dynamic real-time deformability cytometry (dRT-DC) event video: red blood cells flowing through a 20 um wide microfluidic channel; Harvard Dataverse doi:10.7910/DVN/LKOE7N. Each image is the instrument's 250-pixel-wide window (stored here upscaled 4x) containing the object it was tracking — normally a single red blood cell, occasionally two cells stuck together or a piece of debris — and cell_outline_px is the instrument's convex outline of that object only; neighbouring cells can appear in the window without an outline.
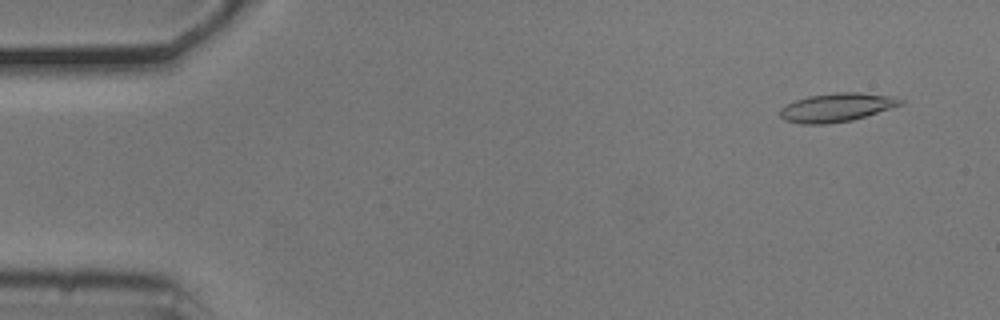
{"species": "common noctule bat (a hibernating species)", "species_latin": "Nyctalus noctula", "temperature_condition": "cold", "stored_images_in_passage": 54, "camera_frame_rate_fps": 3000, "um_per_image_px": 0.085, "animal": {"sex": "male", "body_mass_g": 20.5, "forearm_length_mm": 52.5}, "frame": {"image": 1, "passage_image": 4, "time_ms": 1.0, "image_size_px": [1000, 320], "cell_outline_px": [[904, 104], [852, 120], [824, 124], [800, 124], [784, 120], [780, 116], [780, 108], [796, 100], [808, 96], [836, 92], [860, 92], [900, 96], [904, 100]], "centroid_in_image_um": [71.17, 9.11], "position_along_channel_um": 13.8, "area_um2": 20.29}}
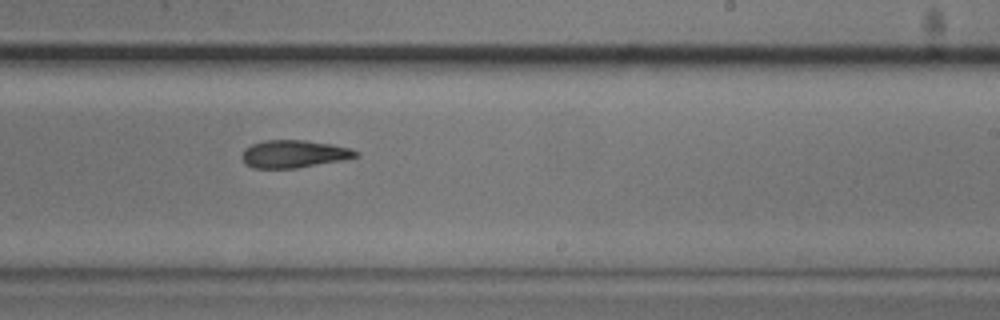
{"frame": {"image": 2, "passage_image": 33, "time_ms": 10.667, "image_size_px": [1000, 320], "cell_outline_px": [[360, 156], [344, 160], [296, 168], [252, 168], [244, 164], [240, 156], [244, 148], [252, 144], [264, 140], [304, 140], [332, 144], [352, 148], [360, 152]], "centroid_in_image_um": [24.99, 13.08], "position_along_channel_um": 264.0, "area_um2": 18.67}}
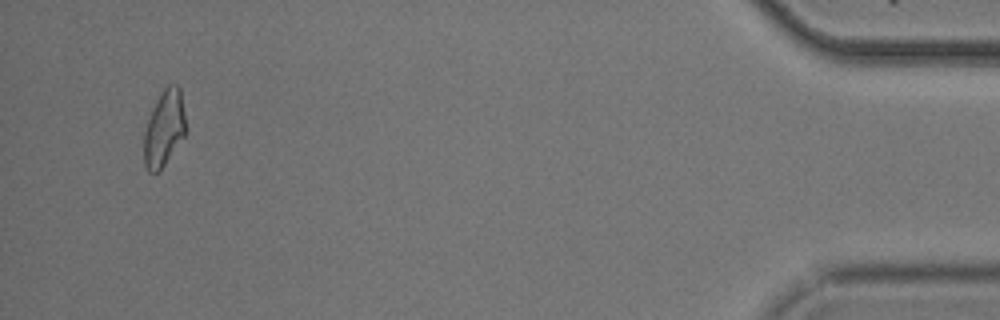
{"frame": {"image": 3, "passage_image": 52, "time_ms": 17.0, "image_size_px": [1000, 320], "cell_outline_px": [[188, 132], [164, 164], [156, 172], [148, 172], [144, 164], [144, 132], [152, 108], [160, 92], [168, 84], [176, 84], [180, 88], [188, 128]], "centroid_in_image_um": [13.99, 10.87], "position_along_channel_um": 421.2, "area_um2": 18.79}, "authors_computed_cell_mechanics": {"area_um2": 19.0162, "velocity_mm_per_s": 3.7132, "shape_relaxation_time_tau1_ms": null, "shape_relaxation_time_tau2_ms": 8.2904, "deformation_change_tau1": null, "deformation_change_tau2": 0.1916}}